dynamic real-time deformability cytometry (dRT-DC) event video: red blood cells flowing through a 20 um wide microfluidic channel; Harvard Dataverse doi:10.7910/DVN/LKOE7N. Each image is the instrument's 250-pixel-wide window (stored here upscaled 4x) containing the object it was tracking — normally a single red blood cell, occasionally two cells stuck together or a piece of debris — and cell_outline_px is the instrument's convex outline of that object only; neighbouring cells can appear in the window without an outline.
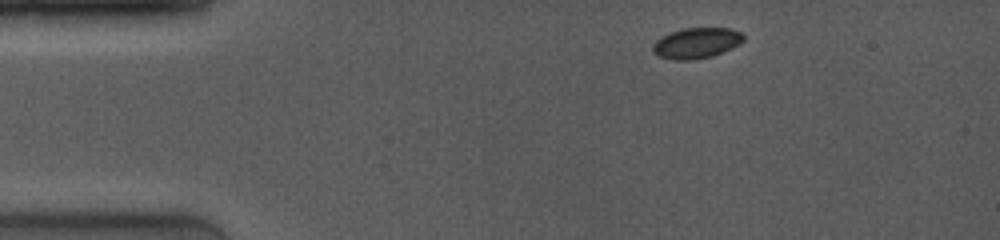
{"species": "common noctule bat (a hibernating species)", "species_latin": "Nyctalus noctula", "temperature_condition": "room temperature", "stored_images_in_passage": 6, "camera_frame_rate_fps": 4000, "um_per_image_px": 0.085, "animal": {"sex": "female", "body_mass_g": 19.0, "forearm_length_mm": 53.3}, "frame": {"image": 1, "passage_image": 1, "time_ms": 0.0, "image_size_px": [1000, 240], "cell_outline_px": [[744, 40], [740, 44], [712, 56], [692, 60], [672, 60], [660, 56], [652, 52], [652, 44], [660, 36], [668, 32], [684, 28], [732, 28], [740, 32], [744, 36]], "centroid_in_image_um": [59.16, 3.65], "position_along_channel_um": 25.8, "area_um2": 16.36}}
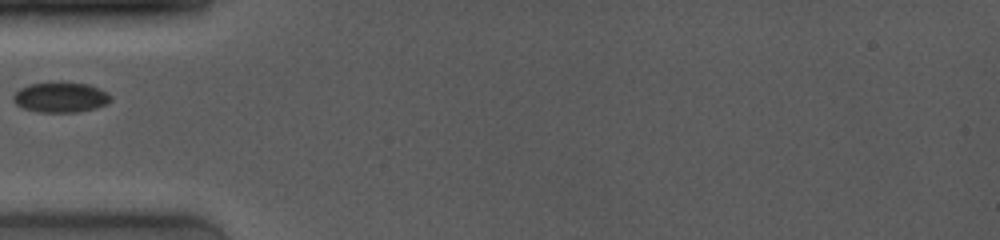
{"frame": {"image": 2, "passage_image": 4, "time_ms": 3.0, "image_size_px": [1000, 240], "cell_outline_px": [[112, 100], [108, 104], [96, 108], [80, 112], [36, 112], [24, 108], [16, 104], [12, 100], [12, 96], [20, 88], [28, 84], [88, 84], [100, 88], [108, 92], [112, 96]], "centroid_in_image_um": [5.19, 8.3], "position_along_channel_um": 79.8, "area_um2": 16.99}}